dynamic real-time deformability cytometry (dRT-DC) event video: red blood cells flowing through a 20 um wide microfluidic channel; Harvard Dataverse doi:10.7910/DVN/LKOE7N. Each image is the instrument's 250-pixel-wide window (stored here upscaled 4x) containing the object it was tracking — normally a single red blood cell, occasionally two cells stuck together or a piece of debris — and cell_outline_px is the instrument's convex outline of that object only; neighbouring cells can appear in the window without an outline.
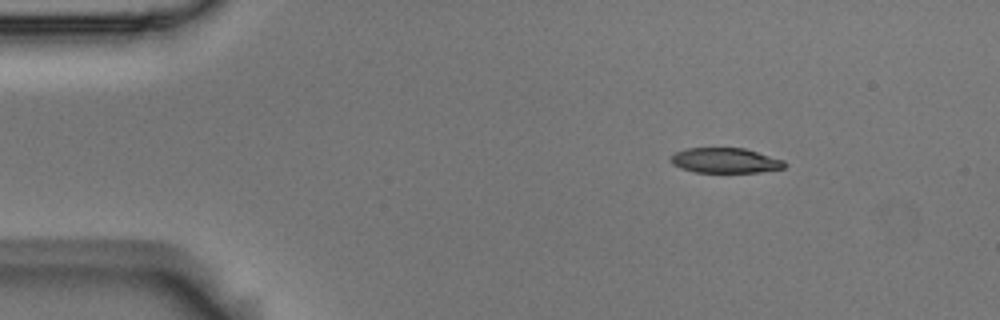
{"species": "Egyptian fruit bat (a non-hibernating species)", "species_latin": "Rousettus aegyptiacus", "temperature_condition": "room temperature", "stored_images_in_passage": 3, "camera_frame_rate_fps": 3000, "um_per_image_px": 0.085, "animal": {"sex": "male"}, "frame": {"image": 1, "passage_image": 1, "time_ms": 0.0, "image_size_px": [1000, 320], "cell_outline_px": [[788, 164], [784, 168], [760, 172], [696, 172], [680, 168], [672, 164], [668, 160], [676, 152], [684, 148], [744, 148], [784, 160]], "centroid_in_image_um": [61.64, 13.64], "position_along_channel_um": 23.4, "area_um2": 16.7}}